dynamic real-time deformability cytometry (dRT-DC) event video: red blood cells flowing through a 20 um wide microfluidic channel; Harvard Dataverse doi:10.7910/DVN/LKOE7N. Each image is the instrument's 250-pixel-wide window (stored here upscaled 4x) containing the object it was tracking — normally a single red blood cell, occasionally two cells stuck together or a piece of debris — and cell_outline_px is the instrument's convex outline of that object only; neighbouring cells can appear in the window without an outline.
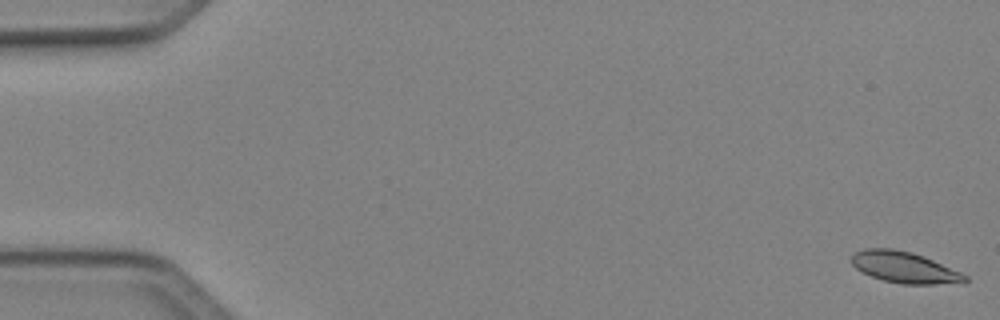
{"species": "Egyptian fruit bat (a non-hibernating species)", "species_latin": "Rousettus aegyptiacus", "temperature_condition": "cold", "stored_images_in_passage": 50, "camera_frame_rate_fps": 3000, "um_per_image_px": 0.085, "animal": {"sex": "female"}, "frame": {"image": 1, "passage_image": 1, "time_ms": 0.0, "image_size_px": [1000, 320], "cell_outline_px": [[968, 280], [964, 284], [904, 284], [884, 280], [872, 276], [856, 268], [852, 264], [852, 256], [856, 252], [864, 248], [892, 248], [912, 252], [924, 256], [960, 272], [968, 276]], "centroid_in_image_um": [76.93, 22.73], "position_along_channel_um": 8.1, "area_um2": 20.63}}
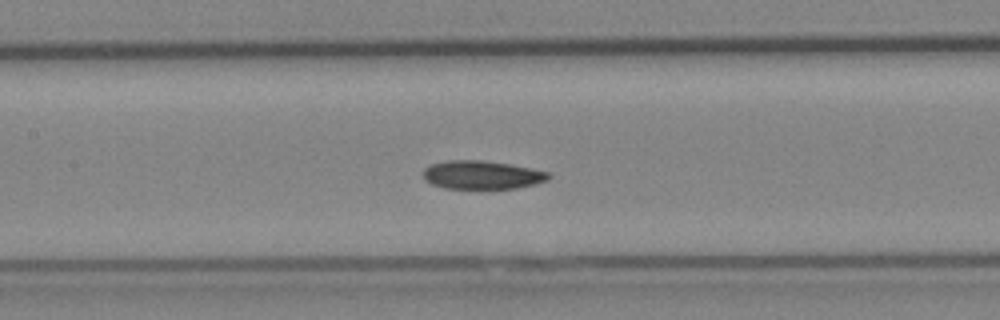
{"frame": {"image": 2, "passage_image": 24, "time_ms": 7.667, "image_size_px": [1000, 320], "cell_outline_px": [[552, 176], [548, 180], [536, 184], [516, 188], [444, 188], [432, 184], [424, 180], [424, 168], [432, 164], [448, 160], [480, 160], [512, 164], [532, 168], [548, 172]], "centroid_in_image_um": [41.0, 14.86], "position_along_channel_um": 166.4, "area_um2": 20.81}}
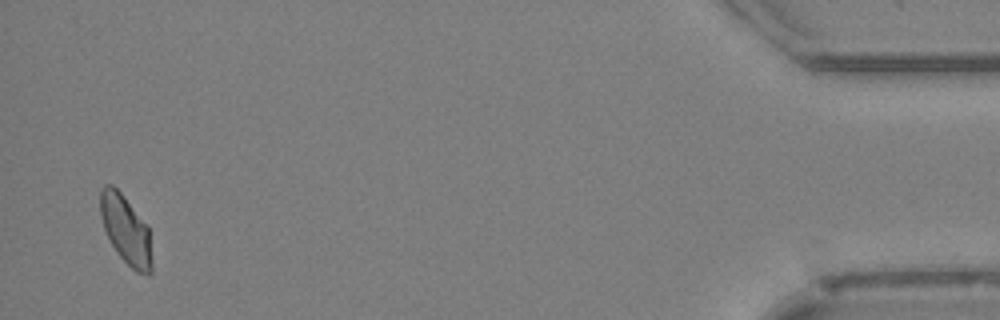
{"frame": {"image": 3, "passage_image": 49, "time_ms": 16.0, "image_size_px": [1000, 320], "cell_outline_px": [[152, 272], [148, 276], [136, 272], [116, 252], [104, 228], [100, 216], [100, 188], [104, 184], [112, 184], [120, 192], [148, 228], [152, 260]], "centroid_in_image_um": [10.68, 19.55], "position_along_channel_um": 424.5, "area_um2": 20.35}, "authors_computed_cell_mechanics": {"area_um2": 20.9525, "velocity_mm_per_s": 4.0817, "shape_relaxation_time_tau1_ms": 7.0044, "shape_relaxation_time_tau2_ms": null, "deformation_change_tau1": 0.1149, "deformation_change_tau2": null}}